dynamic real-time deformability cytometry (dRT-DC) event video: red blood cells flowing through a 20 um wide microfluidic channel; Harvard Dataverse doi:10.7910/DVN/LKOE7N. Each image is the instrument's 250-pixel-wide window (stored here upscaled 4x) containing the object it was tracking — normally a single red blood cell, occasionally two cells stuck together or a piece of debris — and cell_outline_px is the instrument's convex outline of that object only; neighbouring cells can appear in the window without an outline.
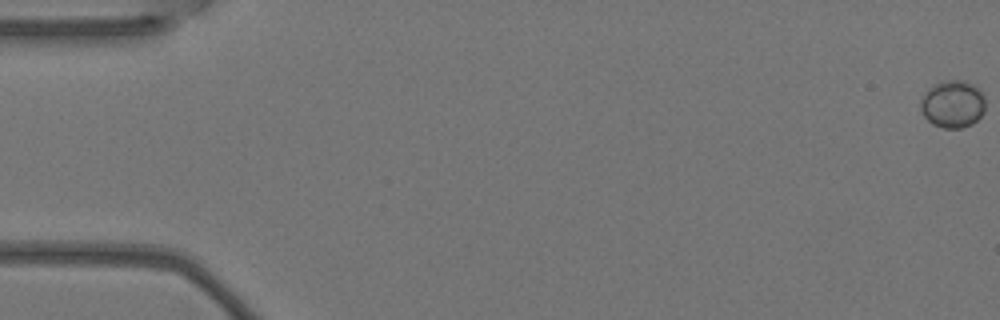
{"species": "Egyptian fruit bat (a non-hibernating species)", "species_latin": "Rousettus aegyptiacus", "temperature_condition": "warm", "stored_images_in_passage": 6, "camera_frame_rate_fps": 3000, "um_per_image_px": 0.085, "animal": {"sex": "female"}, "frame": {"image": 1, "passage_image": 1, "time_ms": 0.0, "image_size_px": [1000, 320], "cell_outline_px": [[984, 112], [972, 124], [960, 128], [944, 128], [932, 124], [924, 116], [920, 108], [920, 100], [924, 92], [932, 84], [944, 80], [964, 80], [980, 88], [984, 96]], "centroid_in_image_um": [80.96, 8.82], "position_along_channel_um": 4.0, "area_um2": 18.15}}
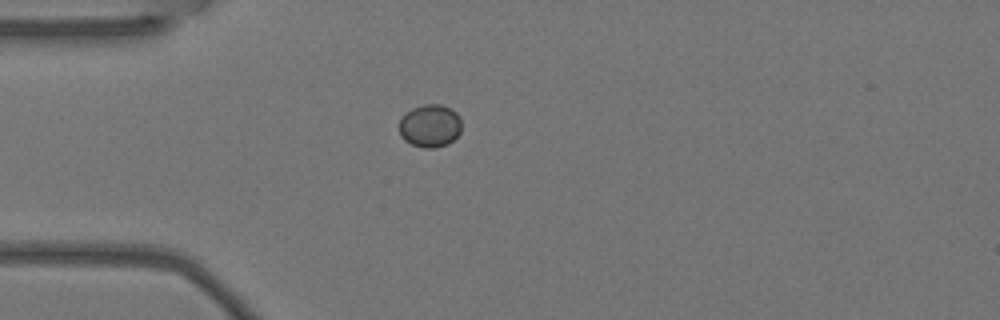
{"frame": {"image": 2, "passage_image": 5, "time_ms": 1.333, "image_size_px": [1000, 320], "cell_outline_px": [[460, 132], [448, 144], [436, 148], [424, 148], [412, 144], [404, 140], [400, 136], [400, 120], [412, 108], [424, 104], [440, 104], [456, 112], [460, 116]], "centroid_in_image_um": [36.55, 10.7], "position_along_channel_um": 48.4, "area_um2": 15.43}}